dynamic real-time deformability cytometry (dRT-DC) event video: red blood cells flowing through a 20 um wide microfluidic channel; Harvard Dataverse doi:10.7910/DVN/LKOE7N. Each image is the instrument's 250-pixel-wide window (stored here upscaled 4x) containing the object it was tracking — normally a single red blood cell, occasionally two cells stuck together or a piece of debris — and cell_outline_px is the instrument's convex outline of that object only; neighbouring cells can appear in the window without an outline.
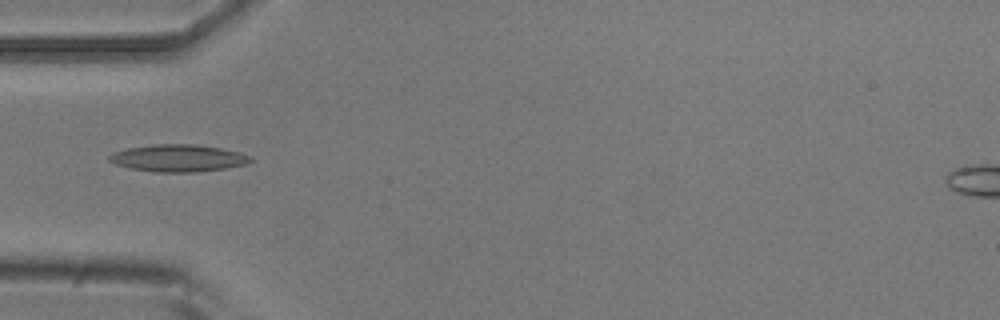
{"species": "common noctule bat (a hibernating species)", "species_latin": "Nyctalus noctula", "temperature_condition": "room temperature", "stored_images_in_passage": 6, "camera_frame_rate_fps": 3000, "um_per_image_px": 0.085, "animal": {"sex": "male", "body_mass_g": 20.5, "forearm_length_mm": 52.5}, "frame": {"image": 1, "passage_image": 5, "time_ms": 1.333, "image_size_px": [1000, 320], "cell_outline_px": [[256, 160], [248, 164], [200, 172], [152, 172], [132, 168], [116, 164], [108, 160], [108, 156], [112, 152], [128, 148], [156, 144], [196, 144], [220, 148], [252, 156]], "centroid_in_image_um": [15.17, 13.44], "position_along_channel_um": 69.8, "area_um2": 22.43}}
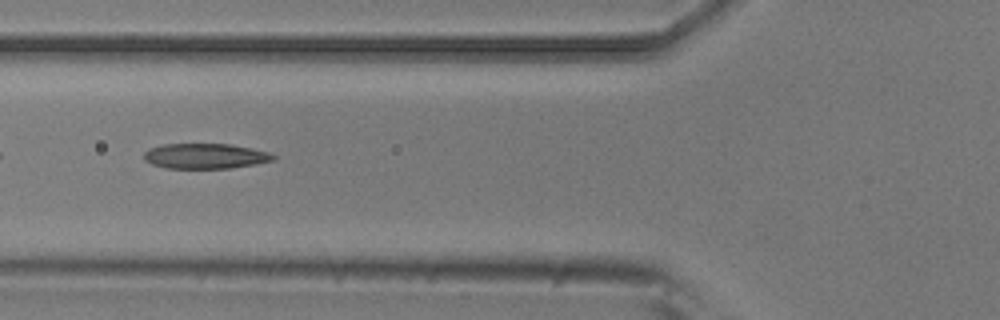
{"frame": {"image": 2, "passage_image": 6, "time_ms": 1.667, "image_size_px": [1000, 320], "cell_outline_px": [[276, 156], [272, 160], [252, 164], [228, 168], [164, 168], [152, 164], [144, 160], [144, 152], [148, 148], [160, 144], [232, 144], [252, 148], [268, 152]], "centroid_in_image_um": [17.38, 13.25], "position_along_channel_um": 108.4, "area_um2": 18.96}}